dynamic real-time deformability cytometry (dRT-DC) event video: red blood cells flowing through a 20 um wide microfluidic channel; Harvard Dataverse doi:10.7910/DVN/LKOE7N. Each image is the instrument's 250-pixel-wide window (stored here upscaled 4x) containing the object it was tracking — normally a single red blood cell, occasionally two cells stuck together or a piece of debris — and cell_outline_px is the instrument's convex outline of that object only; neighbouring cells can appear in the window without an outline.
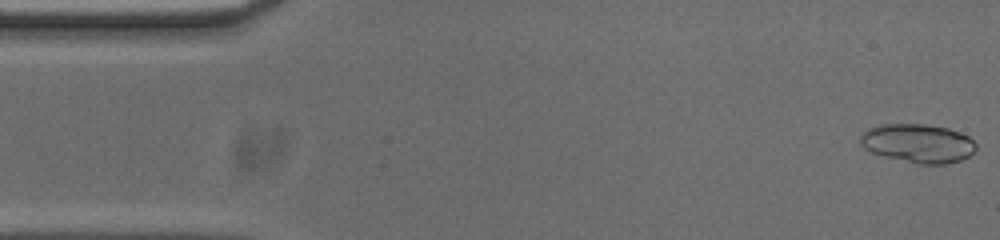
{"species": "common noctule bat (a hibernating species)", "species_latin": "Nyctalus noctula", "temperature_condition": "cold", "stored_images_in_passage": 53, "segment_of_instrument_passage": [1, 2], "camera_frame_rate_fps": 3000, "um_per_image_px": 0.085, "animal": {"sex": "male", "body_mass_g": 20.0, "forearm_length_mm": 53.3}, "frame": {"image": 1, "passage_image": 1, "time_ms": 0.0, "image_size_px": [1000, 240], "cell_outline_px": [[976, 148], [968, 156], [960, 160], [948, 164], [916, 164], [884, 156], [872, 152], [864, 148], [860, 144], [860, 136], [868, 128], [884, 124], [924, 124], [948, 128], [960, 132], [968, 136], [976, 144]], "centroid_in_image_um": [78.02, 12.18], "position_along_channel_um": 7.0, "area_um2": 26.13}}